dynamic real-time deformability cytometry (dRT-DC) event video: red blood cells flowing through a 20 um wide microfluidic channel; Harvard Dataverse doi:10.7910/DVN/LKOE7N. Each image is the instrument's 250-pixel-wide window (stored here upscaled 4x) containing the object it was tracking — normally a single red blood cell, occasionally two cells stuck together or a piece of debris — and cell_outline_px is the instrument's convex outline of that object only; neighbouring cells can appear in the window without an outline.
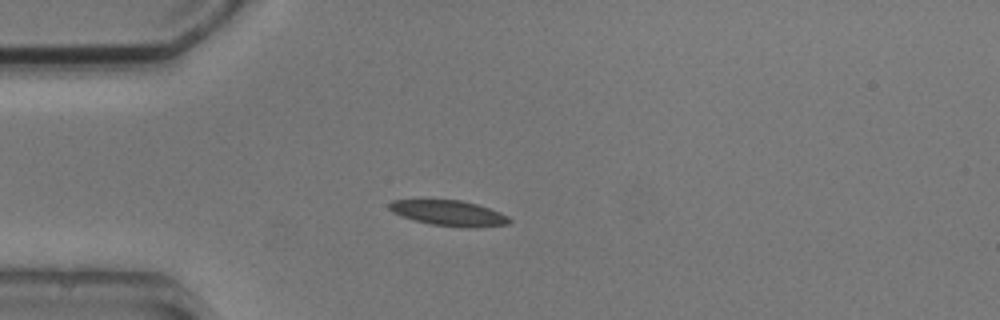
{"species": "common noctule bat (a hibernating species)", "species_latin": "Nyctalus noctula", "temperature_condition": "cold", "stored_images_in_passage": 6, "camera_frame_rate_fps": 3000, "um_per_image_px": 0.085, "animal": {"sex": "male", "body_mass_g": 20.5, "forearm_length_mm": 52.5}, "frame": {"image": 1, "passage_image": 2, "time_ms": 1.333, "image_size_px": [1000, 320], "cell_outline_px": [[512, 220], [508, 224], [476, 228], [468, 228], [432, 224], [400, 216], [392, 212], [388, 208], [388, 204], [392, 200], [420, 196], [460, 200], [476, 204], [500, 212], [508, 216]], "centroid_in_image_um": [38.05, 18.05], "position_along_channel_um": 46.9, "area_um2": 18.73}}